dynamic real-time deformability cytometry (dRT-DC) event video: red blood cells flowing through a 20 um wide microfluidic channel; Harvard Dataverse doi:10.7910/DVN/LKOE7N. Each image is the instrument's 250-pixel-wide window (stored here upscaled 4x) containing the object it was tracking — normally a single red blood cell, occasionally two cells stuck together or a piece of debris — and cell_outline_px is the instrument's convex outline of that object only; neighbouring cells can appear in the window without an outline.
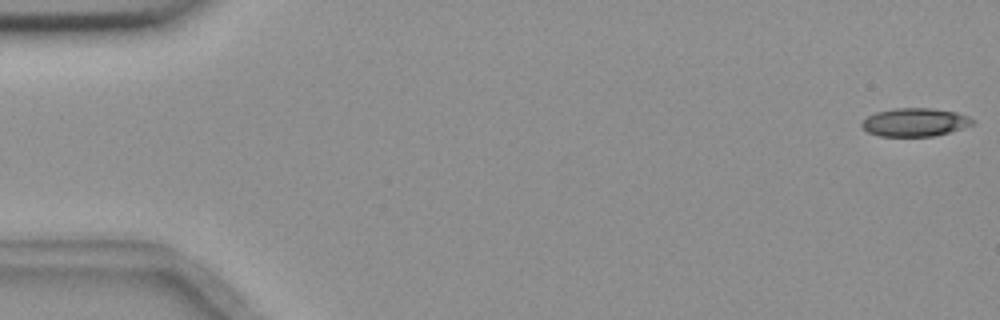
{"species": "common noctule bat (a hibernating species)", "species_latin": "Nyctalus noctula", "temperature_condition": "room temperature", "stored_images_in_passage": 55, "camera_frame_rate_fps": 3000, "um_per_image_px": 0.085, "animal": {"sex": "female", "body_mass_g": 18.4}, "frame": {"image": 1, "passage_image": 1, "time_ms": 0.0, "image_size_px": [1000, 320], "cell_outline_px": [[976, 124], [948, 132], [932, 136], [880, 136], [868, 132], [860, 124], [868, 116], [876, 112], [896, 108], [932, 108], [956, 112], [968, 116], [976, 120]], "centroid_in_image_um": [77.8, 10.38], "position_along_channel_um": 7.2, "area_um2": 18.21}}
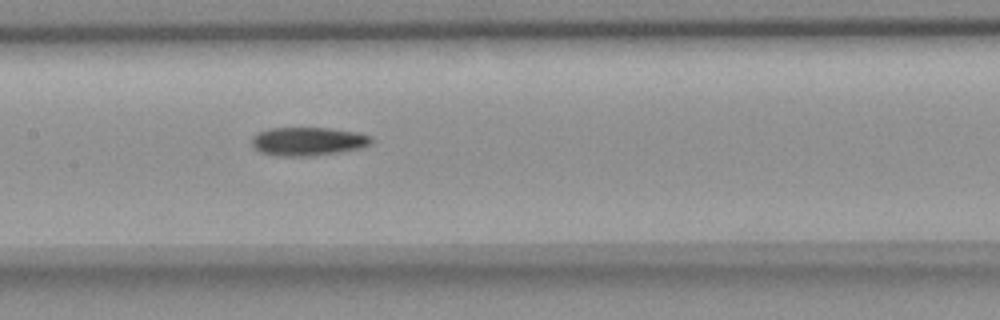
{"frame": {"image": 2, "passage_image": 27, "time_ms": 8.667, "image_size_px": [1000, 320], "cell_outline_px": [[372, 140], [368, 144], [360, 148], [340, 152], [312, 156], [276, 156], [260, 152], [252, 144], [252, 136], [256, 132], [268, 128], [328, 128], [360, 132], [372, 136]], "centroid_in_image_um": [26.16, 12.01], "position_along_channel_um": 181.2, "area_um2": 20.0}}
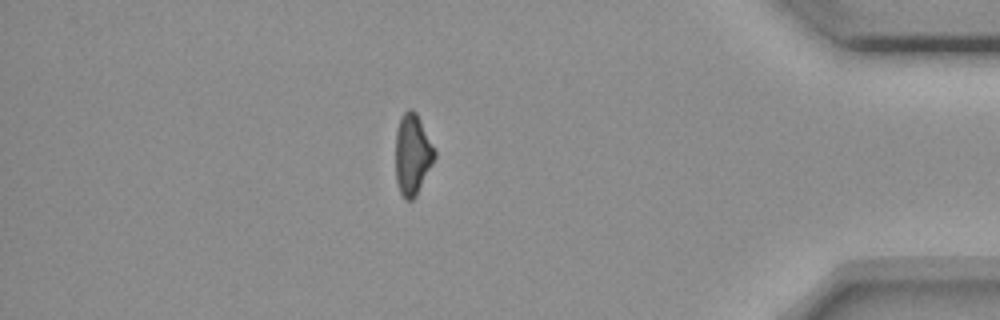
{"frame": {"image": 3, "passage_image": 48, "time_ms": 15.667, "image_size_px": [1000, 320], "cell_outline_px": [[436, 156], [416, 196], [412, 200], [404, 200], [400, 192], [396, 180], [396, 132], [400, 116], [408, 108], [412, 108], [416, 112], [436, 152]], "centroid_in_image_um": [35.05, 13.12], "position_along_channel_um": 400.2, "area_um2": 18.32}, "authors_computed_cell_mechanics": {"area_um2": 19.4208, "velocity_mm_per_s": 3.6779, "shape_relaxation_time_tau1_ms": 6.4516, "shape_relaxation_time_tau2_ms": null, "deformation_change_tau1": 0.1485, "deformation_change_tau2": null}}